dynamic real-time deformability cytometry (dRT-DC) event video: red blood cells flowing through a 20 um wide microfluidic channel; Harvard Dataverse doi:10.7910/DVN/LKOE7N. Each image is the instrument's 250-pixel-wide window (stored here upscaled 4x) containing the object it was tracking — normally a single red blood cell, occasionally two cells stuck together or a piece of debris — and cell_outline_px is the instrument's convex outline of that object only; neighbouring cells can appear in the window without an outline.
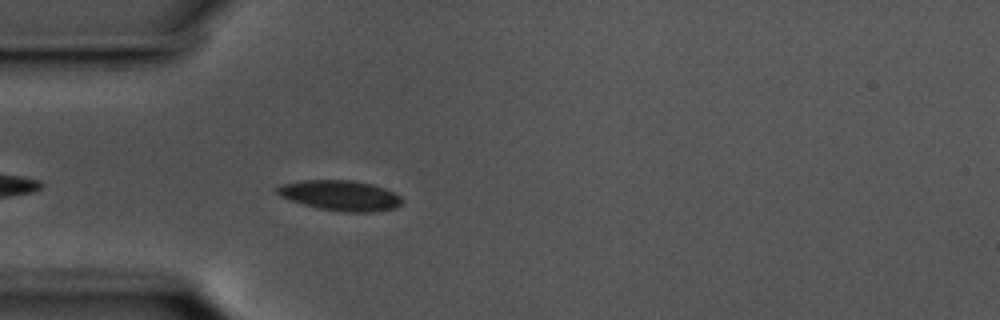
{"species": "common noctule bat (a hibernating species)", "species_latin": "Nyctalus noctula", "temperature_condition": "cold", "stored_images_in_passage": 28, "camera_frame_rate_fps": 3000, "um_per_image_px": 0.085, "animal": {"sex": "male", "body_mass_g": 17.5, "forearm_length_mm": 52.3}, "frame": {"image": 1, "passage_image": 4, "time_ms": 1.0, "image_size_px": [1000, 320], "cell_outline_px": [[400, 204], [396, 208], [372, 212], [344, 212], [320, 208], [304, 204], [280, 196], [276, 192], [276, 188], [284, 184], [300, 180], [352, 180], [372, 184], [384, 188], [400, 196]], "centroid_in_image_um": [28.93, 16.61], "position_along_channel_um": 56.1, "area_um2": 21.73}}
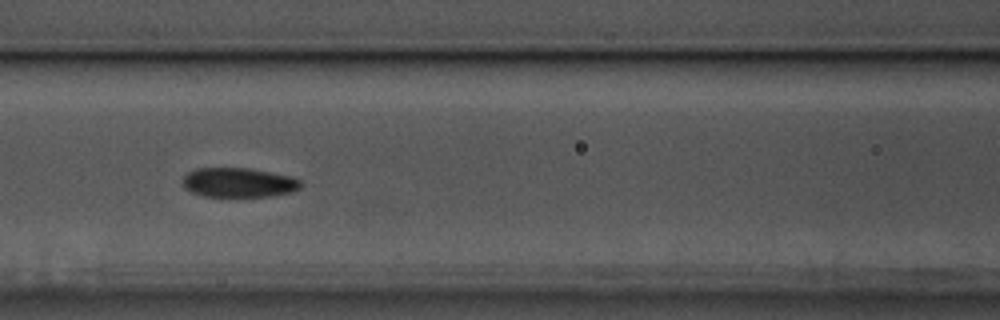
{"frame": {"image": 2, "passage_image": 12, "time_ms": 3.667, "image_size_px": [1000, 320], "cell_outline_px": [[304, 184], [300, 188], [292, 192], [272, 196], [204, 196], [192, 192], [184, 188], [184, 176], [188, 172], [196, 168], [248, 168], [292, 176], [300, 180]], "centroid_in_image_um": [20.33, 15.51], "position_along_channel_um": 146.3, "area_um2": 20.29}}
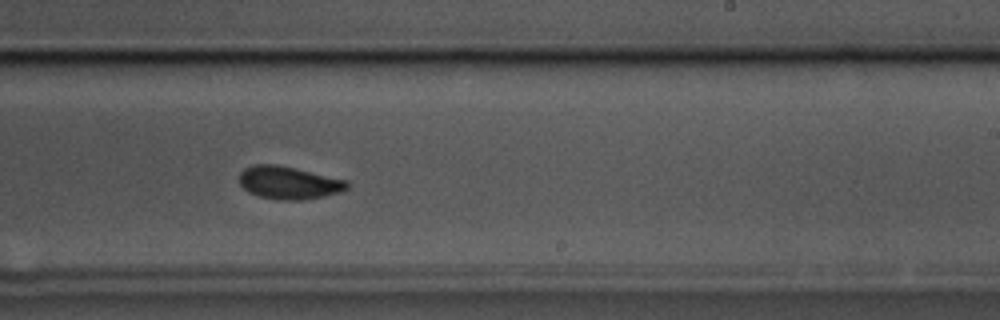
{"frame": {"image": 3, "passage_image": 22, "time_ms": 7.0, "image_size_px": [1000, 320], "cell_outline_px": [[348, 188], [340, 192], [324, 196], [300, 200], [276, 200], [260, 196], [248, 192], [240, 184], [240, 172], [244, 168], [252, 164], [276, 164], [348, 180]], "centroid_in_image_um": [24.53, 15.53], "position_along_channel_um": 264.5, "area_um2": 20.58}}